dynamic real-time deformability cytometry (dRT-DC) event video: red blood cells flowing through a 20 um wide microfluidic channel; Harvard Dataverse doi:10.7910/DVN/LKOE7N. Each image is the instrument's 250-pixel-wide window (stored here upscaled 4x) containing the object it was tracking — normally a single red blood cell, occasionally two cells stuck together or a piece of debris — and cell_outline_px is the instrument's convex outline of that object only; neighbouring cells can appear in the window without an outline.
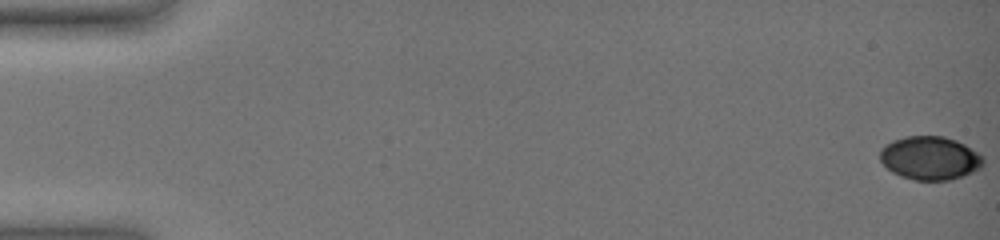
{"species": "common noctule bat (a hibernating species)", "species_latin": "Nyctalus noctula", "temperature_condition": "warm", "stored_images_in_passage": 56, "camera_frame_rate_fps": 3000, "um_per_image_px": 0.085, "animal": {"sex": "female", "body_mass_g": 19.0, "forearm_length_mm": 51.5}, "frame": {"image": 1, "passage_image": 1, "time_ms": 0.0, "image_size_px": [1000, 240], "cell_outline_px": [[984, 164], [980, 168], [964, 176], [952, 180], [916, 180], [900, 176], [892, 172], [880, 160], [880, 148], [884, 144], [892, 140], [904, 136], [944, 136], [956, 140], [964, 144], [976, 152], [984, 160]], "centroid_in_image_um": [79.02, 13.43], "position_along_channel_um": 6.0, "area_um2": 26.24}}
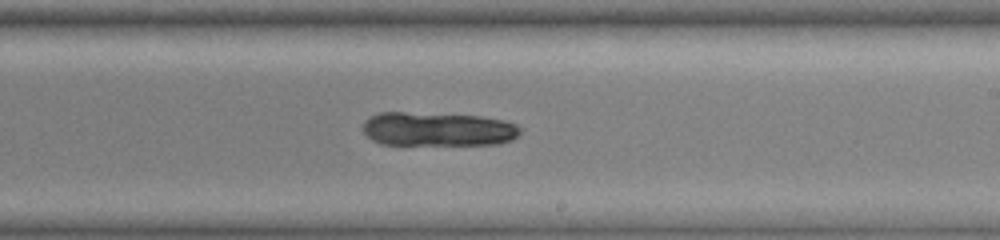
{"frame": {"image": 2, "passage_image": 37, "time_ms": 12.0, "image_size_px": [1000, 240], "cell_outline_px": [[520, 136], [512, 140], [500, 144], [380, 144], [372, 140], [364, 132], [364, 124], [372, 116], [380, 112], [404, 112], [480, 116], [500, 120], [516, 124], [520, 128]], "centroid_in_image_um": [37.25, 10.98], "position_along_channel_um": 251.8, "area_um2": 30.87}}
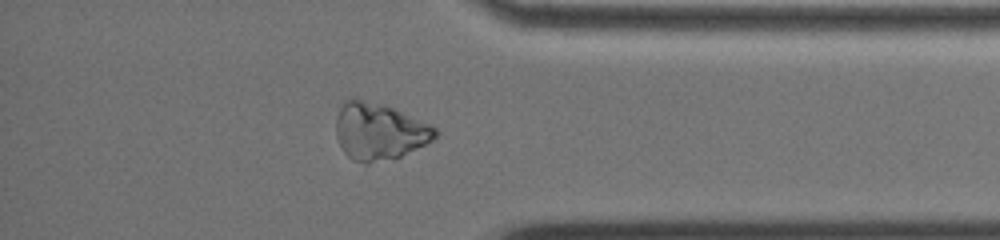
{"frame": {"image": 3, "passage_image": 50, "time_ms": 16.333, "image_size_px": [1000, 240], "cell_outline_px": [[436, 136], [432, 140], [400, 156], [368, 164], [364, 164], [352, 160], [344, 152], [336, 136], [336, 120], [340, 108], [348, 96], [356, 96], [384, 104], [428, 124], [436, 128]], "centroid_in_image_um": [32.16, 11.14], "position_along_channel_um": 403.0, "area_um2": 32.83}}